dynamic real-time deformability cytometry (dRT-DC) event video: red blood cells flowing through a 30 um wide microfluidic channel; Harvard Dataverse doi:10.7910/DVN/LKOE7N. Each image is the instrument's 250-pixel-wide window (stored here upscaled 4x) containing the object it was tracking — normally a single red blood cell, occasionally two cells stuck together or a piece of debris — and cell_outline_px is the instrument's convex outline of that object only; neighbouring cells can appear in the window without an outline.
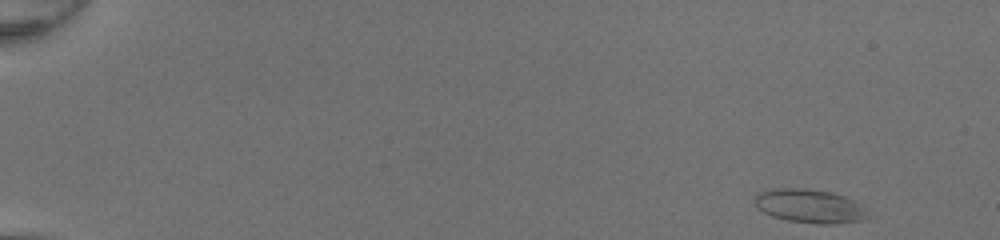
{"species": "common noctule bat (a hibernating species)", "species_latin": "Nyctalus noctula", "temperature_condition": "room temperature", "stored_images_in_passage": 47, "camera_frame_rate_fps": 3000, "um_per_image_px": 0.085, "animal": {"sex": "female", "body_mass_g": 20.0, "forearm_length_mm": 54.0}, "frame": {"image": 1, "passage_image": 1, "time_ms": 0.0, "image_size_px": [1000, 240], "cell_outline_px": [[868, 216], [860, 220], [836, 224], [816, 224], [788, 220], [772, 216], [756, 208], [752, 200], [756, 192], [768, 188], [804, 188], [832, 192], [844, 196], [860, 204]], "centroid_in_image_um": [68.71, 17.5], "position_along_channel_um": 16.3, "area_um2": 22.43}}
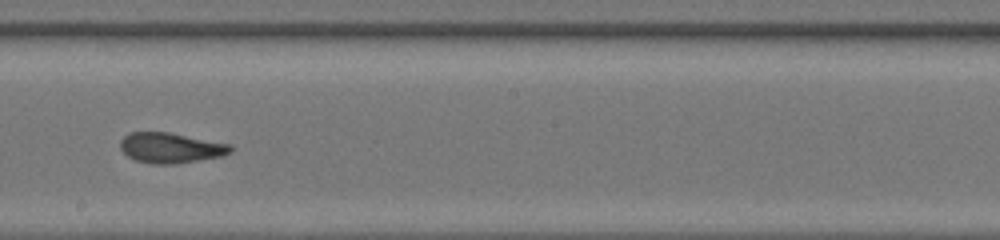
{"frame": {"image": 2, "passage_image": 28, "time_ms": 9.0, "image_size_px": [1000, 240], "cell_outline_px": [[232, 152], [220, 156], [176, 164], [152, 164], [136, 160], [128, 156], [120, 148], [120, 140], [124, 136], [132, 132], [168, 132], [232, 144]], "centroid_in_image_um": [14.51, 12.56], "position_along_channel_um": 233.7, "area_um2": 19.42}}
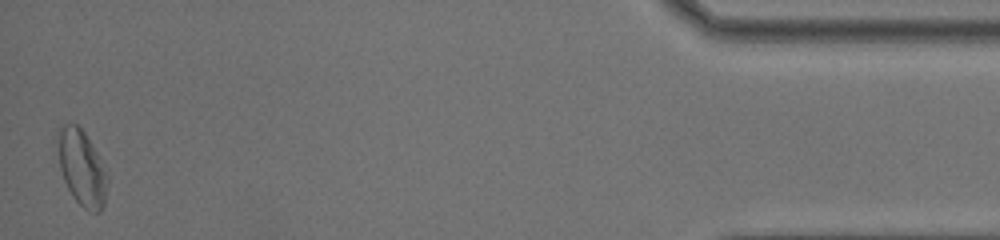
{"frame": {"image": 3, "passage_image": 47, "time_ms": 15.333, "image_size_px": [1000, 240], "cell_outline_px": [[108, 180], [104, 204], [100, 212], [88, 212], [72, 196], [64, 180], [60, 168], [60, 128], [64, 124], [76, 124], [84, 132], [96, 152]], "centroid_in_image_um": [6.98, 14.34], "position_along_channel_um": 428.2, "area_um2": 20.92}, "authors_computed_cell_mechanics": {"area_um2": 20.4034, "velocity_mm_per_s": 4.2593, "shape_relaxation_time_tau1_ms": 7.933, "shape_relaxation_time_tau2_ms": 2.1282, "deformation_change_tau1": 0.1899, "deformation_change_tau2": 0.0946}}